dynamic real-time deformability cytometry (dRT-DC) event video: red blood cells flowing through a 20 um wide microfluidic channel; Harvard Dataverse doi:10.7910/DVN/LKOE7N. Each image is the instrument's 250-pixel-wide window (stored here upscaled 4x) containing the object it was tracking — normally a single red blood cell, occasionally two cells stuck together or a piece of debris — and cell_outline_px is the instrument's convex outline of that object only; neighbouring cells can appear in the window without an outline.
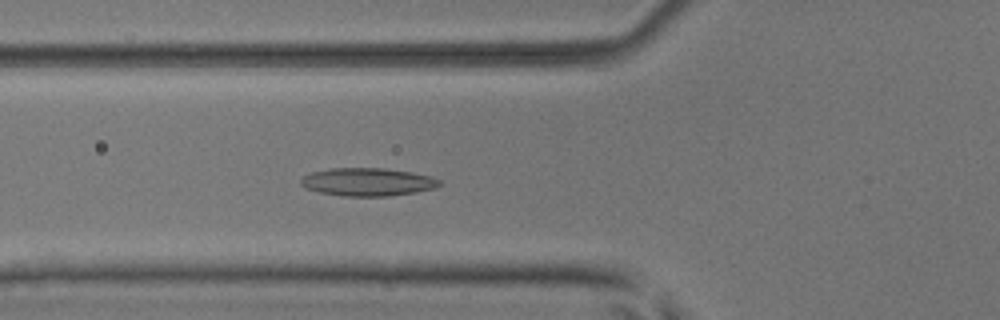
{"species": "common noctule bat (a hibernating species)", "species_latin": "Nyctalus noctula", "temperature_condition": "room temperature", "stored_images_in_passage": 52, "camera_frame_rate_fps": 3000, "um_per_image_px": 0.085, "animal": {"sex": "male", "body_mass_g": 17.9, "forearm_length_mm": 54.2}, "frame": {"image": 1, "passage_image": 19, "time_ms": 6.0, "image_size_px": [1000, 320], "cell_outline_px": [[444, 184], [432, 188], [416, 192], [388, 196], [344, 196], [320, 192], [304, 188], [300, 184], [300, 180], [304, 176], [312, 172], [332, 168], [384, 168], [412, 172], [432, 176], [440, 180]], "centroid_in_image_um": [31.26, 15.46], "position_along_channel_um": 94.5, "area_um2": 22.66}}
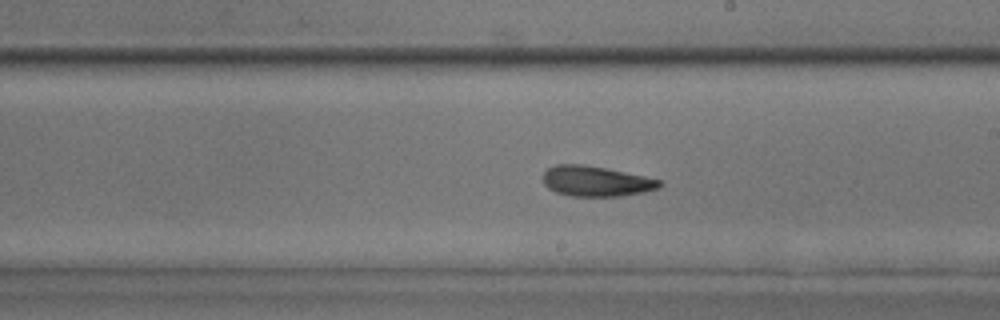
{"frame": {"image": 2, "passage_image": 30, "time_ms": 9.667, "image_size_px": [1000, 320], "cell_outline_px": [[664, 184], [660, 188], [644, 192], [620, 196], [572, 196], [556, 192], [548, 188], [544, 184], [544, 172], [548, 168], [556, 164], [580, 164], [604, 168], [664, 180]], "centroid_in_image_um": [50.7, 15.41], "position_along_channel_um": 238.3, "area_um2": 20.58}}
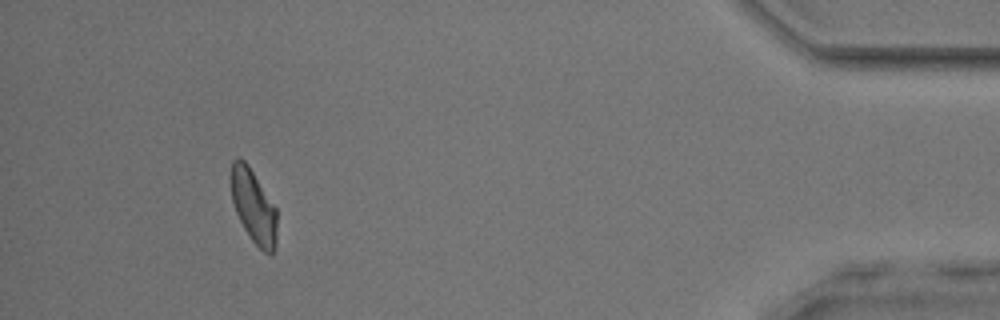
{"frame": {"image": 3, "passage_image": 48, "time_ms": 15.667, "image_size_px": [1000, 320], "cell_outline_px": [[276, 244], [272, 256], [264, 252], [252, 240], [244, 228], [236, 212], [232, 200], [232, 160], [244, 160], [248, 164], [276, 208]], "centroid_in_image_um": [21.58, 17.59], "position_along_channel_um": 413.6, "area_um2": 19.25}, "authors_computed_cell_mechanics": {"area_um2": 20.6635, "velocity_mm_per_s": 3.9307, "shape_relaxation_time_tau1_ms": 7.1812, "shape_relaxation_time_tau2_ms": 4.1126, "deformation_change_tau1": 0.1425, "deformation_change_tau2": 0.1133}}